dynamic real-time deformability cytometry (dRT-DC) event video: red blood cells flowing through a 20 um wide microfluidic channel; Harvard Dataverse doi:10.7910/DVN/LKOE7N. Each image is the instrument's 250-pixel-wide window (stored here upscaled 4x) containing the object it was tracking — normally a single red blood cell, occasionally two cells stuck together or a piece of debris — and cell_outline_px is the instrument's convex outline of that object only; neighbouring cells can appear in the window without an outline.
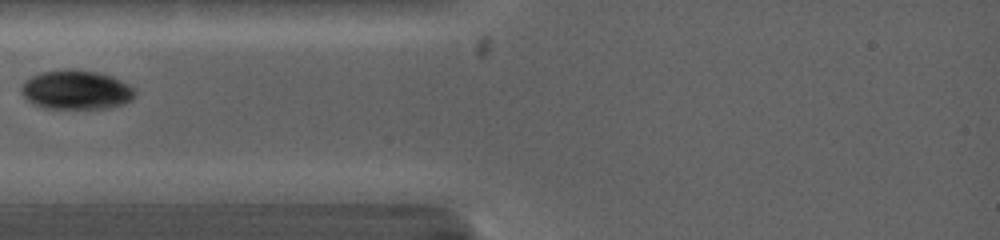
{"species": "common noctule bat (a hibernating species)", "species_latin": "Nyctalus noctula", "temperature_condition": "warm", "stored_images_in_passage": 4, "camera_frame_rate_fps": 5000, "um_per_image_px": 0.085, "animal": {"sex": "female", "body_mass_g": 19.0, "forearm_length_mm": 53.3}, "frame": {"image": 1, "passage_image": 1, "time_ms": 0.0, "image_size_px": [1000, 240], "cell_outline_px": [[136, 96], [132, 100], [124, 104], [108, 108], [44, 108], [32, 104], [20, 92], [20, 88], [24, 80], [40, 72], [68, 68], [96, 72], [112, 76], [136, 88]], "centroid_in_image_um": [6.48, 7.63], "position_along_channel_um": 78.5, "area_um2": 26.3}}
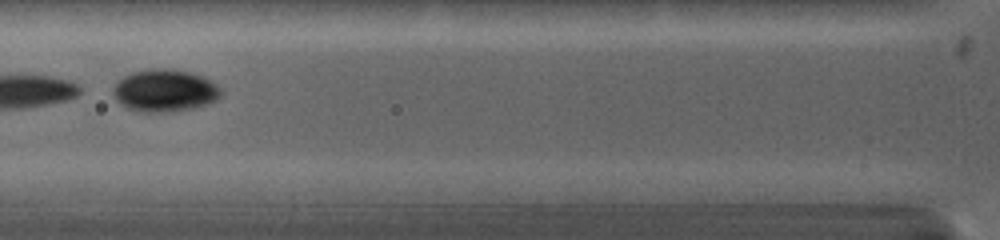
{"frame": {"image": 2, "passage_image": 2, "time_ms": 0.8, "image_size_px": [1000, 240], "cell_outline_px": [[220, 96], [216, 100], [208, 104], [192, 108], [156, 112], [144, 112], [128, 108], [120, 104], [116, 100], [112, 92], [112, 88], [124, 76], [136, 72], [152, 68], [168, 68], [188, 72], [200, 76], [216, 84], [220, 88]], "centroid_in_image_um": [13.98, 7.7], "position_along_channel_um": 111.8, "area_um2": 26.13}}